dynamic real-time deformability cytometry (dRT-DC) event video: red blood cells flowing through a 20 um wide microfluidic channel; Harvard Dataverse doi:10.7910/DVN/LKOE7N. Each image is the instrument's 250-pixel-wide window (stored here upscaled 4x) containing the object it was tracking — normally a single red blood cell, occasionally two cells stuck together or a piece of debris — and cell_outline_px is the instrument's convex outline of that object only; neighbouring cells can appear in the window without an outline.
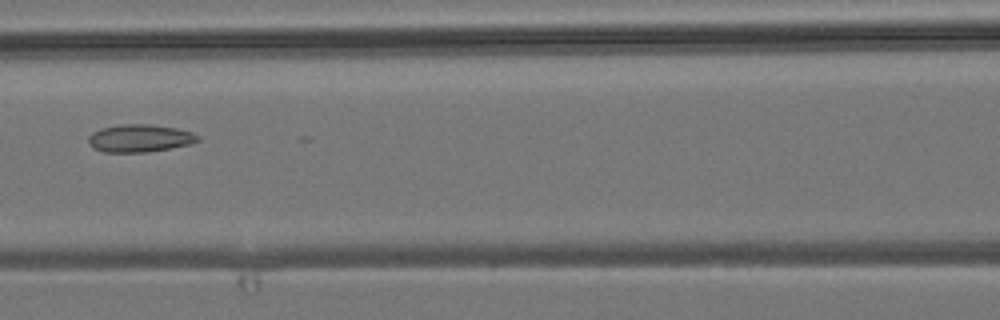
{"species": "common noctule bat (a hibernating species)", "species_latin": "Nyctalus noctula", "temperature_condition": "room temperature", "stored_images_in_passage": 4, "camera_frame_rate_fps": 3000, "um_per_image_px": 0.085, "animal": {"sex": "male", "body_mass_g": 19.2, "forearm_length_mm": 51.8}, "frame": {"image": 1, "passage_image": 4, "time_ms": 3.333, "image_size_px": [1000, 320], "cell_outline_px": [[200, 140], [192, 144], [148, 152], [104, 152], [92, 148], [88, 144], [88, 136], [92, 132], [100, 128], [120, 124], [148, 124], [176, 128], [192, 132], [200, 136]], "centroid_in_image_um": [11.86, 11.75], "position_along_channel_um": 154.7, "area_um2": 17.86}}